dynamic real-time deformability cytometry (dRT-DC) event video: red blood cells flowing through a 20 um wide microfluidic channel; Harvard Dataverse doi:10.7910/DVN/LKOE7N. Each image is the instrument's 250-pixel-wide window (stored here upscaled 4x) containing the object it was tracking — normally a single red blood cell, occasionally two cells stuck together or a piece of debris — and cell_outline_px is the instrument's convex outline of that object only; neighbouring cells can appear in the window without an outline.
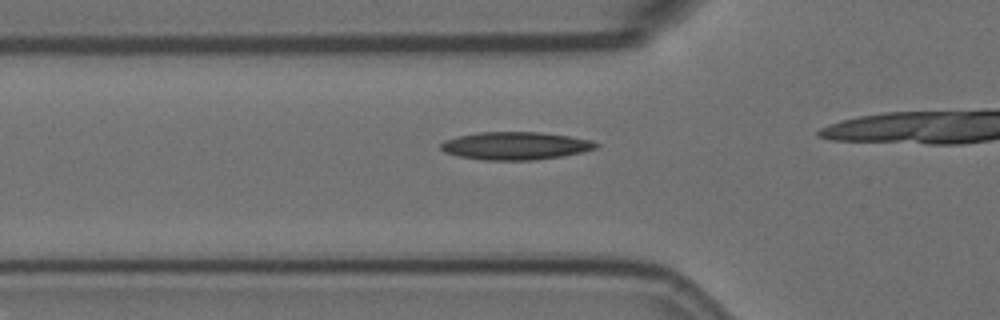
{"species": "Egyptian fruit bat (a non-hibernating species)", "species_latin": "Rousettus aegyptiacus", "temperature_condition": "room temperature", "stored_images_in_passage": 4, "camera_frame_rate_fps": 3000, "um_per_image_px": 0.085, "animal": {"sex": "female"}, "frame": {"image": 1, "passage_image": 4, "time_ms": 1.0, "image_size_px": [1000, 320], "cell_outline_px": [[600, 144], [596, 148], [584, 152], [536, 160], [484, 160], [456, 156], [444, 152], [440, 148], [440, 144], [444, 140], [460, 136], [480, 132], [540, 132], [568, 136], [592, 140]], "centroid_in_image_um": [43.81, 12.4], "position_along_channel_um": 82.0, "area_um2": 25.2}}